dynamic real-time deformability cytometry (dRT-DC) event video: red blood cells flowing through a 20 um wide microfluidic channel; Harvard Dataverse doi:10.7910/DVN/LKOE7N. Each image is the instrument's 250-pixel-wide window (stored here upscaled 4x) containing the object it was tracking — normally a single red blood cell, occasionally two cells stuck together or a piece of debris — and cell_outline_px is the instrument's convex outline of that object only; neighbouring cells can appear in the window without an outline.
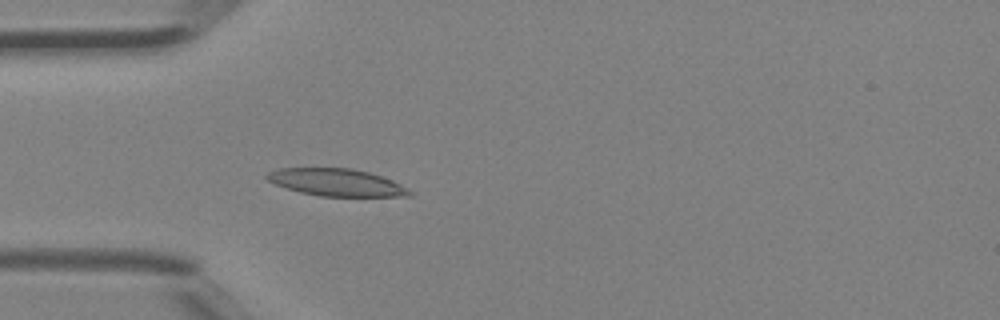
{"species": "Egyptian fruit bat (a non-hibernating species)", "species_latin": "Rousettus aegyptiacus", "temperature_condition": "room temperature", "stored_images_in_passage": 2, "camera_frame_rate_fps": 3000, "um_per_image_px": 0.085, "animal": {"sex": "female"}, "frame": {"image": 1, "passage_image": 2, "time_ms": 0.333, "image_size_px": [1000, 320], "cell_outline_px": [[412, 196], [320, 196], [300, 192], [276, 184], [268, 180], [264, 176], [268, 172], [280, 168], [352, 168], [368, 172], [392, 180], [400, 184], [412, 192]], "centroid_in_image_um": [28.59, 15.5], "position_along_channel_um": 56.4, "area_um2": 22.43}}